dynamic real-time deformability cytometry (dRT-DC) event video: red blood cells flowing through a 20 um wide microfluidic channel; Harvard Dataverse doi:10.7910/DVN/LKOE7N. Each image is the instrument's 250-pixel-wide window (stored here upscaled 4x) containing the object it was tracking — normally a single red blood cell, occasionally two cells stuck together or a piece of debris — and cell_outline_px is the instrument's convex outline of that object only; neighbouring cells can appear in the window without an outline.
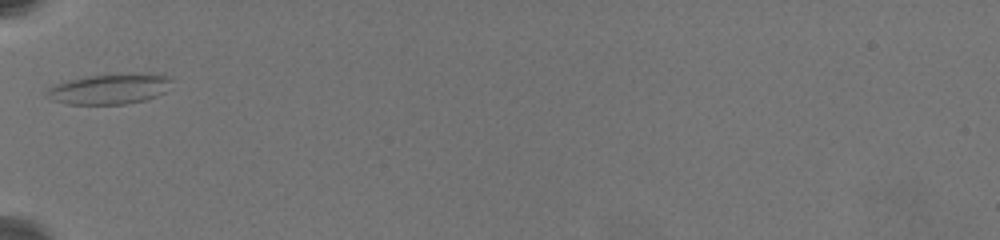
{"species": "common noctule bat (a hibernating species)", "species_latin": "Nyctalus noctula", "temperature_condition": "warm", "stored_images_in_passage": 3, "camera_frame_rate_fps": 3000, "um_per_image_px": 0.085, "animal": {"sex": "female", "body_mass_g": 19.5, "forearm_length_mm": 54.1}, "frame": {"image": 1, "passage_image": 1, "time_ms": 0.0, "image_size_px": [1000, 240], "cell_outline_px": [[172, 80], [164, 92], [156, 96], [144, 100], [124, 104], [68, 104], [52, 100], [44, 96], [44, 92], [48, 88], [56, 84], [68, 80], [88, 76], [120, 72], [156, 72], [168, 76]], "centroid_in_image_um": [9.32, 7.52], "position_along_channel_um": 75.7, "area_um2": 22.72}}